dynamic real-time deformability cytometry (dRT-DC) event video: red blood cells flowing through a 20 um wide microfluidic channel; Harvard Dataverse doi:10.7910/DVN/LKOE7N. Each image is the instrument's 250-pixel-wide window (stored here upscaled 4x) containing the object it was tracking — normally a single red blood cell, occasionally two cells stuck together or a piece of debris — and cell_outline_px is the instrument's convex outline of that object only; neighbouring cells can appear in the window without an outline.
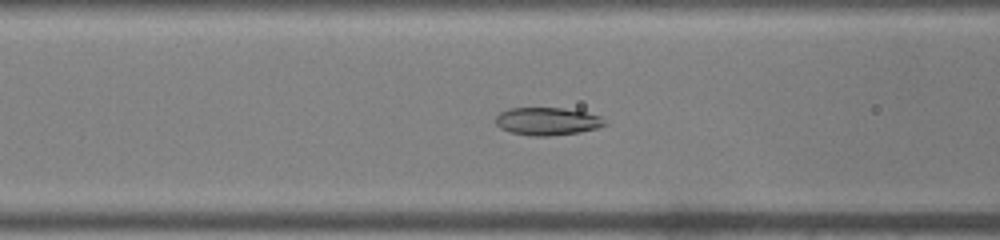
{"species": "common noctule bat (a hibernating species)", "species_latin": "Nyctalus noctula", "temperature_condition": "warm", "stored_images_in_passage": 49, "camera_frame_rate_fps": 3000, "um_per_image_px": 0.085, "animal": {"sex": "male", "body_mass_g": 19.0, "forearm_length_mm": 50.8}, "frame": {"image": 1, "passage_image": 20, "time_ms": 6.333, "image_size_px": [1000, 240], "cell_outline_px": [[608, 124], [596, 128], [580, 132], [548, 136], [532, 136], [512, 132], [500, 128], [496, 124], [496, 116], [500, 112], [508, 108], [564, 108], [584, 112], [600, 116]], "centroid_in_image_um": [46.51, 10.31], "position_along_channel_um": 120.1, "area_um2": 17.57}}
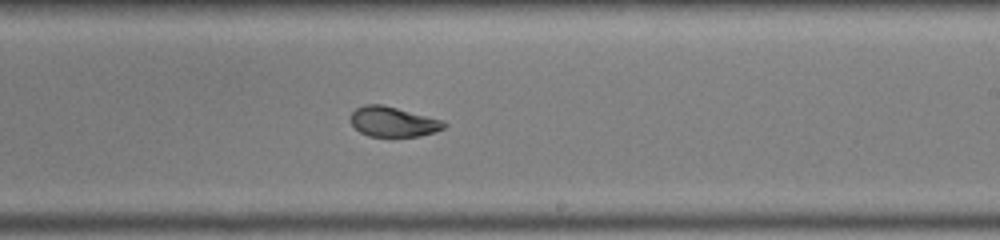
{"frame": {"image": 2, "passage_image": 30, "time_ms": 9.667, "image_size_px": [1000, 240], "cell_outline_px": [[448, 124], [444, 128], [420, 136], [368, 136], [360, 132], [352, 124], [352, 112], [356, 108], [364, 104], [384, 104], [444, 120]], "centroid_in_image_um": [33.44, 10.33], "position_along_channel_um": 255.6, "area_um2": 16.36}}
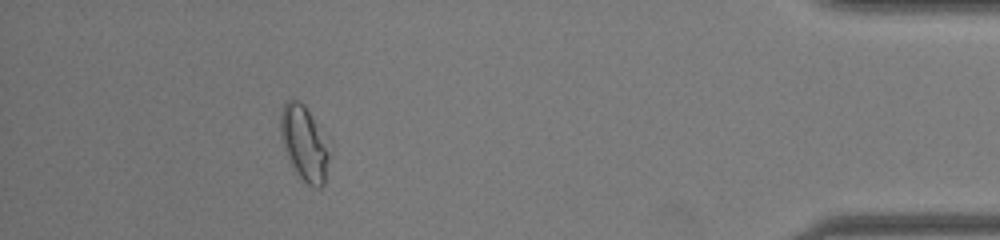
{"frame": {"image": 3, "passage_image": 45, "time_ms": 14.667, "image_size_px": [1000, 240], "cell_outline_px": [[332, 140], [324, 184], [320, 188], [312, 188], [300, 180], [288, 160], [280, 136], [280, 112], [284, 104], [288, 100], [300, 100], [304, 104]], "centroid_in_image_um": [25.91, 12.18], "position_along_channel_um": 409.3, "area_um2": 22.48}, "authors_computed_cell_mechanics": {"area_um2": 18.3226, "velocity_mm_per_s": 4.0833, "shape_relaxation_time_tau1_ms": 7.5872, "shape_relaxation_time_tau2_ms": 1.1914, "deformation_change_tau1": 0.2519, "deformation_change_tau2": 0.0674}}